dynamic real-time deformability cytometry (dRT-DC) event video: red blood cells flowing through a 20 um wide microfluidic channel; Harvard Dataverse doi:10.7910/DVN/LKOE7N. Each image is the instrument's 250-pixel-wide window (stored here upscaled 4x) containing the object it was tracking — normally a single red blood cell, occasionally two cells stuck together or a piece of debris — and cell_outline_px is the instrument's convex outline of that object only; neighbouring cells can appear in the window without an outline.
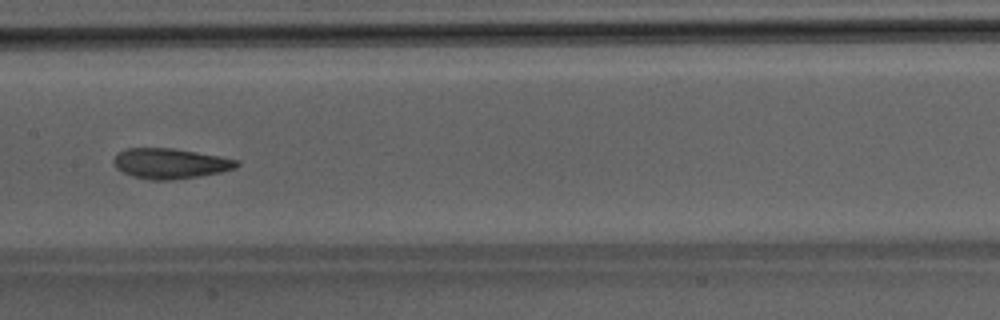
{"species": "Egyptian fruit bat (a non-hibernating species)", "species_latin": "Rousettus aegyptiacus", "temperature_condition": "room temperature", "stored_images_in_passage": 50, "camera_frame_rate_fps": 3000, "um_per_image_px": 0.085, "animal": {"sex": "male"}, "frame": {"image": 1, "passage_image": 25, "time_ms": 8.0, "image_size_px": [1000, 320], "cell_outline_px": [[240, 164], [236, 168], [220, 172], [200, 176], [172, 180], [152, 180], [132, 176], [120, 172], [116, 168], [112, 160], [120, 152], [128, 148], [172, 148], [196, 152], [240, 160]], "centroid_in_image_um": [14.47, 13.9], "position_along_channel_um": 192.9, "area_um2": 21.73}}
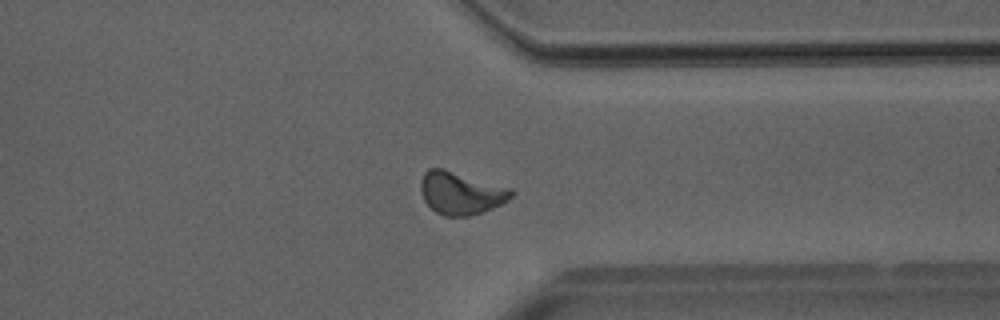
{"frame": {"image": 2, "passage_image": 38, "time_ms": 12.333, "image_size_px": [1000, 320], "cell_outline_px": [[516, 192], [508, 200], [492, 208], [468, 216], [444, 216], [436, 212], [424, 200], [420, 192], [420, 180], [424, 172], [428, 168], [444, 168], [512, 188]], "centroid_in_image_um": [39.16, 16.38], "position_along_channel_um": 372.2, "area_um2": 22.66}}
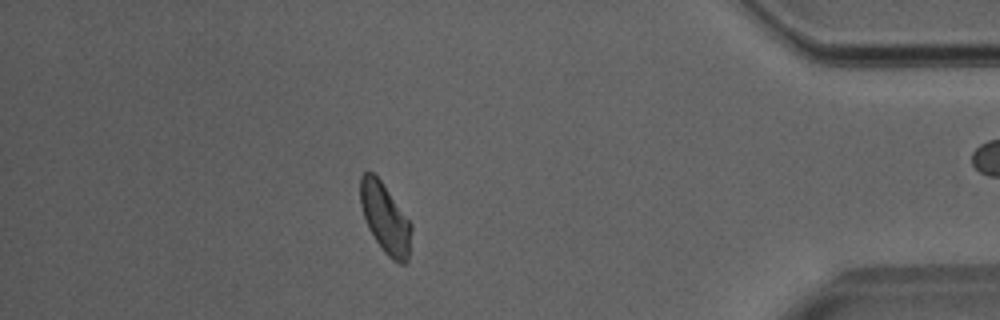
{"frame": {"image": 3, "passage_image": 43, "time_ms": 14.0, "image_size_px": [1000, 320], "cell_outline_px": [[412, 228], [408, 260], [404, 264], [400, 264], [392, 260], [384, 252], [368, 228], [360, 204], [360, 176], [364, 172], [372, 172], [380, 180], [412, 224]], "centroid_in_image_um": [32.74, 18.58], "position_along_channel_um": 402.5, "area_um2": 20.58}}